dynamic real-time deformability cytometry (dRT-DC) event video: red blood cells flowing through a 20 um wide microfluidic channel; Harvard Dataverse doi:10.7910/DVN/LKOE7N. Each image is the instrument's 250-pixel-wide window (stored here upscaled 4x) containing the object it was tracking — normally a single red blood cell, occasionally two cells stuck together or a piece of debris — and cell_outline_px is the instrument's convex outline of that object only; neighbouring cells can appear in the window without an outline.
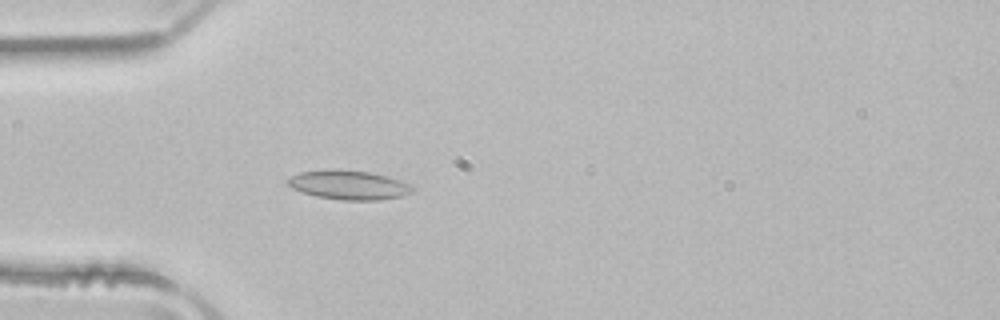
{"species": "common noctule bat (a hibernating species)", "species_latin": "Nyctalus noctula", "temperature_condition": "room temperature", "stored_images_in_passage": 51, "camera_frame_rate_fps": 3000, "um_per_image_px": 0.085, "animal": {"sex": "male", "body_mass_g": 21.5, "forearm_length_mm": 52.0}, "frame": {"image": 1, "passage_image": 15, "time_ms": 4.667, "image_size_px": [1000, 320], "cell_outline_px": [[412, 192], [400, 196], [380, 200], [344, 200], [316, 196], [292, 188], [288, 184], [288, 180], [292, 176], [300, 172], [368, 172], [388, 176], [412, 184]], "centroid_in_image_um": [29.73, 15.77], "position_along_channel_um": 55.3, "area_um2": 20.11}}
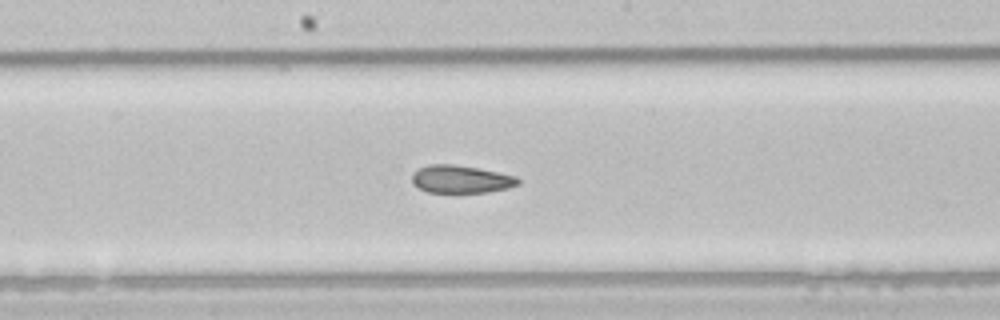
{"frame": {"image": 2, "passage_image": 27, "time_ms": 8.667, "image_size_px": [1000, 320], "cell_outline_px": [[520, 184], [508, 188], [488, 192], [428, 192], [412, 184], [412, 172], [428, 164], [452, 164], [476, 168], [516, 176], [520, 180]], "centroid_in_image_um": [39.16, 15.23], "position_along_channel_um": 209.0, "area_um2": 17.05}}
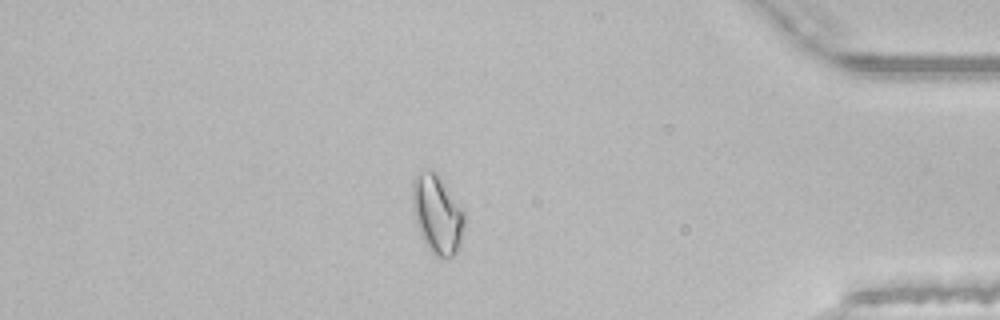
{"frame": {"image": 3, "passage_image": 44, "time_ms": 14.333, "image_size_px": [1000, 320], "cell_outline_px": [[464, 224], [460, 244], [456, 252], [452, 256], [436, 256], [428, 248], [416, 224], [412, 208], [412, 180], [420, 168], [436, 172], [464, 212]], "centroid_in_image_um": [37.13, 18.16], "position_along_channel_um": 398.1, "area_um2": 23.58}, "authors_computed_cell_mechanics": {"area_um2": 20.1144, "velocity_mm_per_s": 3.9786, "shape_relaxation_time_tau1_ms": null, "shape_relaxation_time_tau2_ms": 3.4223, "deformation_change_tau1": null, "deformation_change_tau2": 0.0879}}